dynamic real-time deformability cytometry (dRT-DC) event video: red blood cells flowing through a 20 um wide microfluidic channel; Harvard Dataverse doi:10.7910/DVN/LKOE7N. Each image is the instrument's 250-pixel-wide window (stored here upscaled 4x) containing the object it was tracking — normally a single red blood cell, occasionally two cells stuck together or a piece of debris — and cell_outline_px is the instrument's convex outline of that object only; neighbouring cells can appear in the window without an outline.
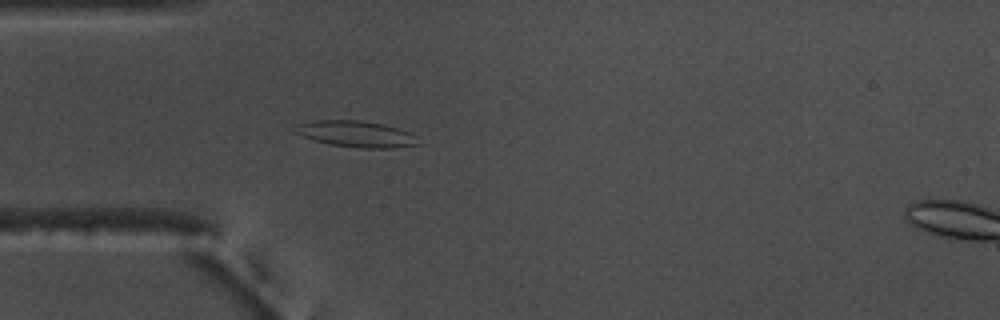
{"species": "common noctule bat (a hibernating species)", "species_latin": "Nyctalus noctula", "temperature_condition": "warm", "stored_images_in_passage": 14, "camera_frame_rate_fps": 3000, "um_per_image_px": 0.085, "animal": {"sex": "male", "body_mass_g": 17.5, "forearm_length_mm": 52.3}, "frame": {"image": 1, "passage_image": 4, "time_ms": 1.0, "image_size_px": [1000, 320], "cell_outline_px": [[420, 144], [392, 148], [360, 148], [328, 144], [312, 140], [292, 132], [300, 124], [316, 120], [360, 120], [384, 124], [412, 132], [416, 136]], "centroid_in_image_um": [30.3, 11.39], "position_along_channel_um": 54.7, "area_um2": 18.96}}
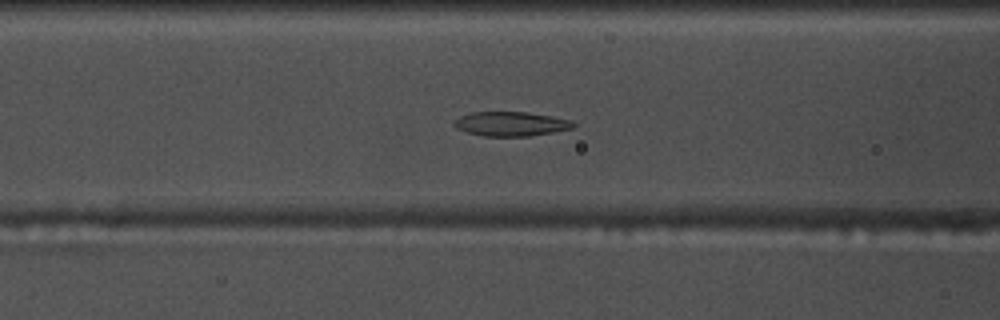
{"frame": {"image": 2, "passage_image": 10, "time_ms": 3.0, "image_size_px": [1000, 320], "cell_outline_px": [[576, 124], [572, 128], [552, 132], [528, 136], [484, 136], [468, 132], [456, 128], [452, 124], [460, 116], [472, 112], [528, 112], [552, 116], [572, 120]], "centroid_in_image_um": [43.43, 10.52], "position_along_channel_um": 123.2, "area_um2": 16.82}}